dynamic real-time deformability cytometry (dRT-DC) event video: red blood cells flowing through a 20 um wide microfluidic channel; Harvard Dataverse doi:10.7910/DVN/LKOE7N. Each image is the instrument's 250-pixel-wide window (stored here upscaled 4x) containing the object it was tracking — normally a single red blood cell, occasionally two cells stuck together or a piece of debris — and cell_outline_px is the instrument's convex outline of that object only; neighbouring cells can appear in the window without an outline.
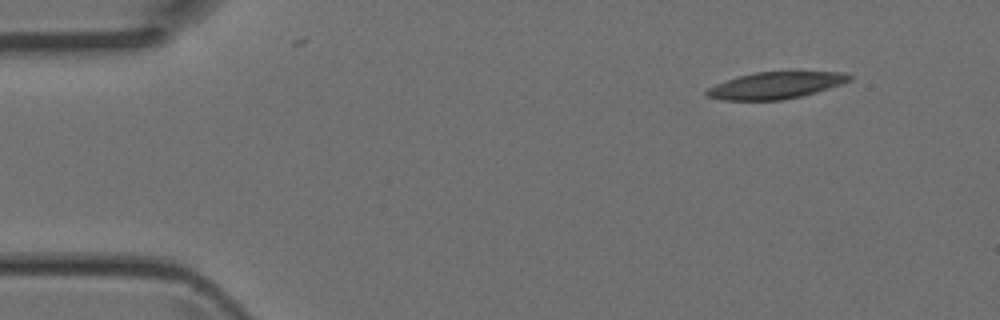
{"species": "Egyptian fruit bat (a non-hibernating species)", "species_latin": "Rousettus aegyptiacus", "temperature_condition": "room temperature", "stored_images_in_passage": 4, "camera_frame_rate_fps": 3000, "um_per_image_px": 0.085, "animal": {"sex": "female"}, "frame": {"image": 1, "passage_image": 1, "time_ms": 0.0, "image_size_px": [1000, 320], "cell_outline_px": [[852, 80], [844, 84], [816, 92], [800, 96], [780, 100], [720, 100], [708, 96], [704, 92], [708, 88], [716, 84], [740, 76], [756, 72], [844, 72], [852, 76]], "centroid_in_image_um": [65.97, 7.26], "position_along_channel_um": 19.0, "area_um2": 22.08}}
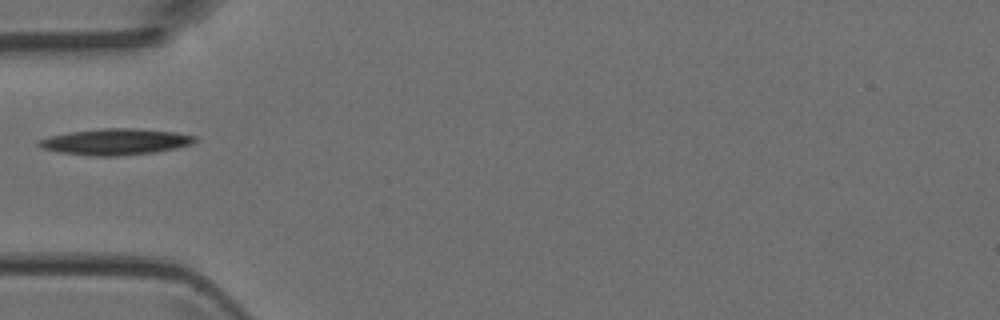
{"frame": {"image": 2, "passage_image": 4, "time_ms": 1.0, "image_size_px": [1000, 320], "cell_outline_px": [[196, 140], [192, 144], [176, 148], [152, 152], [116, 156], [88, 156], [60, 152], [44, 148], [36, 144], [36, 140], [68, 132], [100, 128], [136, 128], [176, 132], [196, 136]], "centroid_in_image_um": [9.81, 12.04], "position_along_channel_um": 75.2, "area_um2": 23.81}}